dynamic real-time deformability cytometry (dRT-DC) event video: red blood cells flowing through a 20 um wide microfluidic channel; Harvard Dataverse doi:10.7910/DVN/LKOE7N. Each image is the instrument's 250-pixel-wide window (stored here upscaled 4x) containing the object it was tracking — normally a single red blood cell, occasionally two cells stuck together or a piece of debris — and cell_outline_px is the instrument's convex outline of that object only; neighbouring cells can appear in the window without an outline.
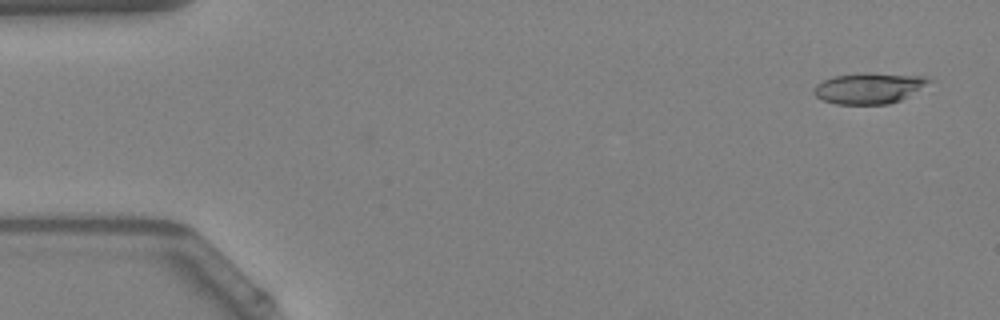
{"species": "Egyptian fruit bat (a non-hibernating species)", "species_latin": "Rousettus aegyptiacus", "temperature_condition": "warm", "stored_images_in_passage": 15, "camera_frame_rate_fps": 3000, "um_per_image_px": 0.085, "animal": {"sex": "female"}, "frame": {"image": 1, "passage_image": 2, "time_ms": 0.333, "image_size_px": [1000, 320], "cell_outline_px": [[932, 80], [900, 100], [888, 104], [836, 104], [824, 100], [816, 96], [812, 92], [816, 84], [824, 80], [836, 76], [864, 72], [928, 76]], "centroid_in_image_um": [73.84, 7.48], "position_along_channel_um": 11.2, "area_um2": 20.46}}
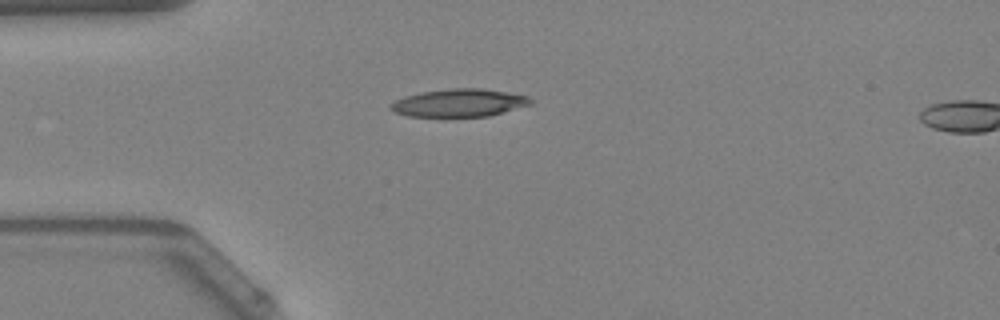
{"frame": {"image": 2, "passage_image": 13, "time_ms": 4.0, "image_size_px": [1000, 320], "cell_outline_px": [[532, 104], [504, 112], [488, 116], [408, 116], [396, 112], [388, 108], [396, 100], [404, 96], [420, 92], [452, 88], [480, 88], [528, 96], [532, 100]], "centroid_in_image_um": [39.03, 8.74], "position_along_channel_um": 46.0, "area_um2": 22.43}}